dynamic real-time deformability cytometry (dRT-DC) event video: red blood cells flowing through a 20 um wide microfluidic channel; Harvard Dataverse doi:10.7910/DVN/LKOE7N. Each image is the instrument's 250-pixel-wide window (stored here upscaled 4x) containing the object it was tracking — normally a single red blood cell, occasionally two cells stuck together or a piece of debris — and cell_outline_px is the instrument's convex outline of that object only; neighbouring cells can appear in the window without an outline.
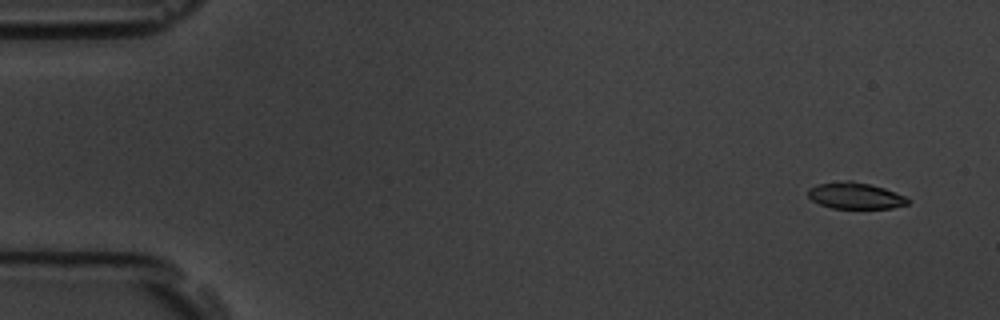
{"species": "common noctule bat (a hibernating species)", "species_latin": "Nyctalus noctula", "temperature_condition": "room temperature", "stored_images_in_passage": 5, "camera_frame_rate_fps": 3000, "um_per_image_px": 0.085, "animal": {"sex": "male", "body_mass_g": 19.5, "forearm_length_mm": 54.6}, "frame": {"image": 1, "passage_image": 1, "time_ms": 0.0, "image_size_px": [1000, 320], "cell_outline_px": [[908, 204], [892, 208], [832, 208], [820, 204], [812, 200], [808, 196], [808, 188], [816, 184], [844, 180], [852, 180], [884, 188], [904, 196], [908, 200]], "centroid_in_image_um": [72.65, 16.62], "position_along_channel_um": 12.3, "area_um2": 15.26}}
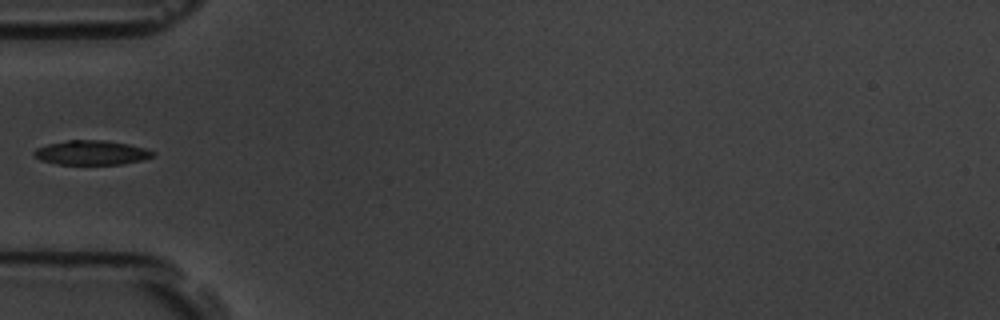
{"frame": {"image": 2, "passage_image": 5, "time_ms": 1.333, "image_size_px": [1000, 320], "cell_outline_px": [[156, 152], [152, 156], [144, 160], [124, 164], [56, 164], [40, 160], [32, 156], [32, 152], [36, 148], [48, 144], [68, 140], [104, 140], [128, 144], [144, 148]], "centroid_in_image_um": [7.75, 12.98], "position_along_channel_um": 77.3, "area_um2": 16.99}}